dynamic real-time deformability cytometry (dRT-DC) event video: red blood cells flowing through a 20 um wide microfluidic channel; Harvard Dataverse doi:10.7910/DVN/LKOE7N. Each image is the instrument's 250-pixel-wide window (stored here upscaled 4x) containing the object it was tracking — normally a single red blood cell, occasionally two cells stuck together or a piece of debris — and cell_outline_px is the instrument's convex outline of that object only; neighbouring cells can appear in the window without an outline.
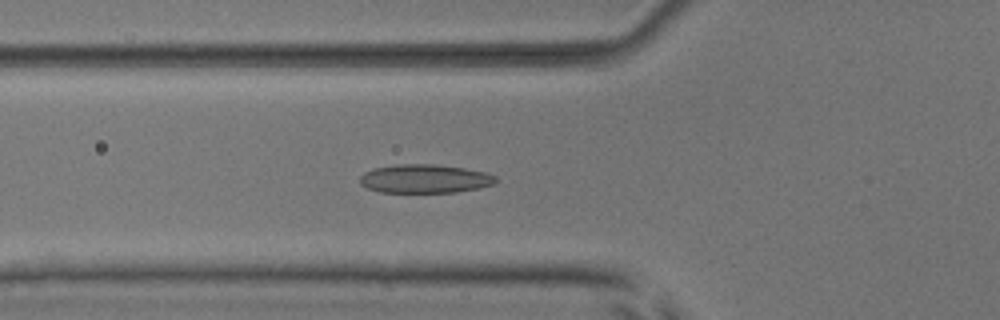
{"species": "common noctule bat (a hibernating species)", "species_latin": "Nyctalus noctula", "temperature_condition": "room temperature", "stored_images_in_passage": 46, "camera_frame_rate_fps": 3000, "um_per_image_px": 0.085, "animal": {"sex": "male", "body_mass_g": 17.9, "forearm_length_mm": 54.2}, "frame": {"image": 1, "passage_image": 13, "time_ms": 4.0, "image_size_px": [1000, 320], "cell_outline_px": [[496, 184], [480, 188], [456, 192], [380, 192], [368, 188], [360, 184], [360, 176], [364, 172], [372, 168], [396, 164], [436, 164], [464, 168], [484, 172], [496, 176]], "centroid_in_image_um": [36.1, 15.19], "position_along_channel_um": 89.7, "area_um2": 22.83}}
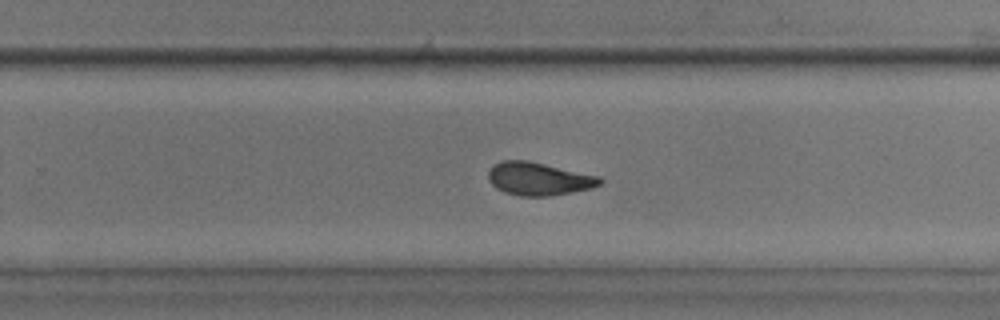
{"frame": {"image": 2, "passage_image": 28, "time_ms": 9.0, "image_size_px": [1000, 320], "cell_outline_px": [[604, 180], [600, 184], [592, 188], [552, 196], [520, 196], [504, 192], [496, 188], [488, 180], [488, 172], [492, 164], [500, 160], [528, 160], [600, 176]], "centroid_in_image_um": [45.78, 15.19], "position_along_channel_um": 284.0, "area_um2": 21.73}}
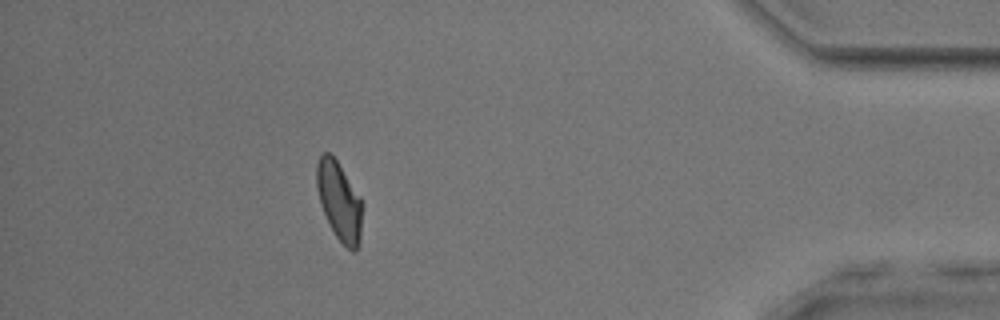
{"frame": {"image": 3, "passage_image": 41, "time_ms": 13.333, "image_size_px": [1000, 320], "cell_outline_px": [[364, 204], [360, 244], [356, 252], [352, 252], [336, 236], [320, 204], [316, 188], [316, 164], [320, 156], [324, 152], [332, 152], [360, 196]], "centroid_in_image_um": [28.87, 17.08], "position_along_channel_um": 406.3, "area_um2": 21.39}, "authors_computed_cell_mechanics": {"area_um2": 21.7617, "velocity_mm_per_s": 3.8935, "shape_relaxation_time_tau1_ms": 4.8338, "shape_relaxation_time_tau2_ms": 1.7917, "deformation_change_tau1": 0.1445, "deformation_change_tau2": 0.066}}